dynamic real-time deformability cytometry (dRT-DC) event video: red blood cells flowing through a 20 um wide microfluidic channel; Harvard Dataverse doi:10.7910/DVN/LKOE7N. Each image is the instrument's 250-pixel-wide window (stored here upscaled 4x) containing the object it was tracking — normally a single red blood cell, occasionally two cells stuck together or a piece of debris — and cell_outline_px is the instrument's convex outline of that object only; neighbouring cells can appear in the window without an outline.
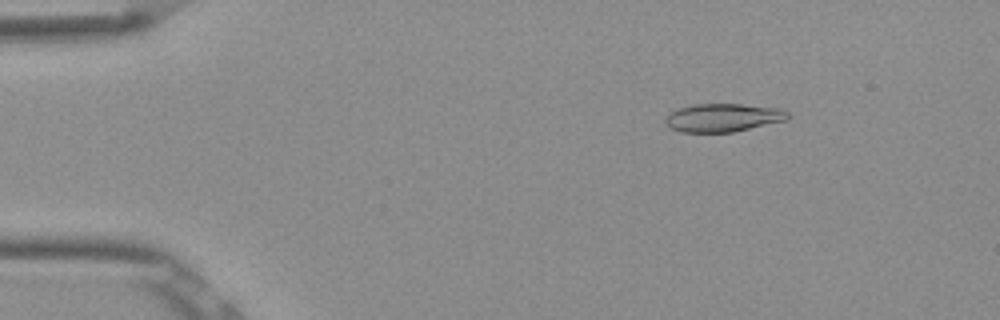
{"species": "Egyptian fruit bat (a non-hibernating species)", "species_latin": "Rousettus aegyptiacus", "temperature_condition": "room temperature", "stored_images_in_passage": 53, "camera_frame_rate_fps": 3000, "um_per_image_px": 0.085, "frame": {"image": 1, "passage_image": 8, "time_ms": 2.333, "image_size_px": [1000, 320], "cell_outline_px": [[788, 116], [784, 120], [732, 132], [680, 132], [664, 124], [664, 120], [672, 112], [680, 108], [692, 104], [740, 104], [780, 108], [788, 112]], "centroid_in_image_um": [61.42, 10.0], "position_along_channel_um": 23.6, "area_um2": 19.83}}
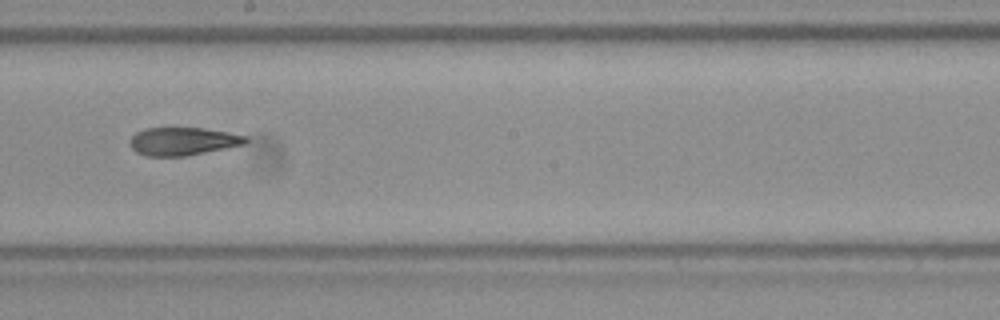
{"frame": {"image": 2, "passage_image": 30, "time_ms": 9.667, "image_size_px": [1000, 320], "cell_outline_px": [[248, 140], [244, 144], [184, 156], [148, 156], [136, 152], [132, 148], [128, 140], [136, 132], [144, 128], [204, 128], [228, 132], [248, 136]], "centroid_in_image_um": [15.52, 12.0], "position_along_channel_um": 232.7, "area_um2": 18.79}}
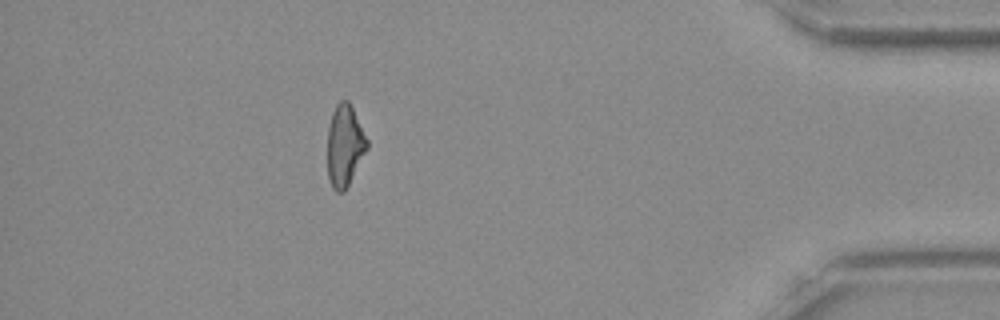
{"frame": {"image": 3, "passage_image": 47, "time_ms": 15.333, "image_size_px": [1000, 320], "cell_outline_px": [[368, 148], [344, 192], [336, 192], [332, 188], [328, 176], [328, 128], [332, 112], [336, 104], [340, 100], [348, 100], [368, 140]], "centroid_in_image_um": [29.29, 12.38], "position_along_channel_um": 405.9, "area_um2": 18.67}, "authors_computed_cell_mechanics": {"area_um2": 19.9988, "velocity_mm_per_s": 3.8933, "shape_relaxation_time_tau1_ms": 10.0406, "shape_relaxation_time_tau2_ms": 4.73, "deformation_change_tau1": 0.2503, "deformation_change_tau2": 0.1401}}